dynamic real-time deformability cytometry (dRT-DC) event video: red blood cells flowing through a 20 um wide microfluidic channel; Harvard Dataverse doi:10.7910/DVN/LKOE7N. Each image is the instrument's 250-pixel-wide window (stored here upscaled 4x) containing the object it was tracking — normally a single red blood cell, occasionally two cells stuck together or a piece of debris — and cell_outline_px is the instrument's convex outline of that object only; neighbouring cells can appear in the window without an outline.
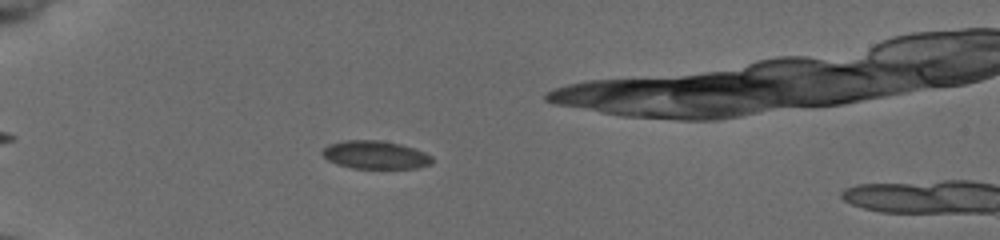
{"species": "common noctule bat (a hibernating species)", "species_latin": "Nyctalus noctula", "temperature_condition": "cold", "stored_images_in_passage": 38, "camera_frame_rate_fps": 3000, "um_per_image_px": 0.085, "animal": {"sex": "female", "body_mass_g": 19.5, "forearm_length_mm": 54.1}, "frame": {"image": 1, "passage_image": 6, "time_ms": 1.667, "image_size_px": [1000, 240], "cell_outline_px": [[432, 164], [416, 168], [352, 168], [336, 164], [328, 160], [320, 152], [328, 144], [344, 140], [380, 140], [400, 144], [424, 152], [432, 156]], "centroid_in_image_um": [31.88, 13.16], "position_along_channel_um": 53.1, "area_um2": 17.98}}
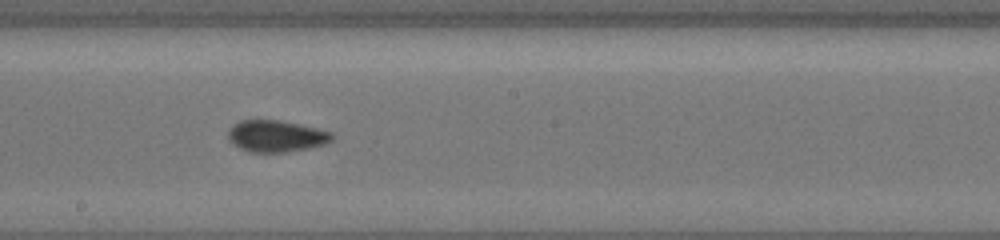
{"frame": {"image": 2, "passage_image": 21, "time_ms": 6.667, "image_size_px": [1000, 240], "cell_outline_px": [[332, 140], [324, 144], [308, 148], [288, 152], [248, 152], [240, 148], [228, 140], [228, 132], [240, 120], [276, 120], [316, 128], [332, 132]], "centroid_in_image_um": [23.46, 11.58], "position_along_channel_um": 224.7, "area_um2": 18.84}}
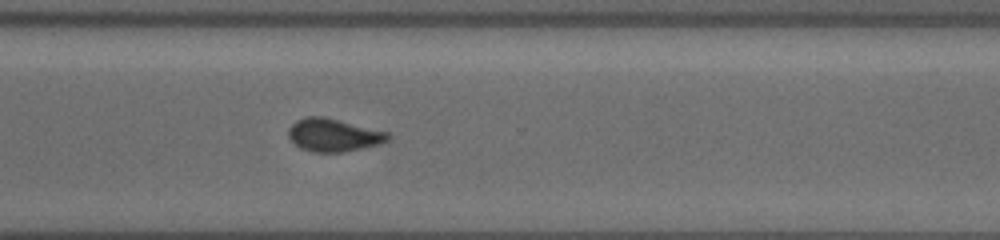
{"frame": {"image": 3, "passage_image": 30, "time_ms": 9.667, "image_size_px": [1000, 240], "cell_outline_px": [[388, 136], [384, 140], [376, 144], [344, 152], [312, 152], [300, 148], [288, 136], [288, 128], [296, 120], [308, 116], [324, 116], [384, 132]], "centroid_in_image_um": [28.22, 11.47], "position_along_channel_um": 342.4, "area_um2": 18.44}}